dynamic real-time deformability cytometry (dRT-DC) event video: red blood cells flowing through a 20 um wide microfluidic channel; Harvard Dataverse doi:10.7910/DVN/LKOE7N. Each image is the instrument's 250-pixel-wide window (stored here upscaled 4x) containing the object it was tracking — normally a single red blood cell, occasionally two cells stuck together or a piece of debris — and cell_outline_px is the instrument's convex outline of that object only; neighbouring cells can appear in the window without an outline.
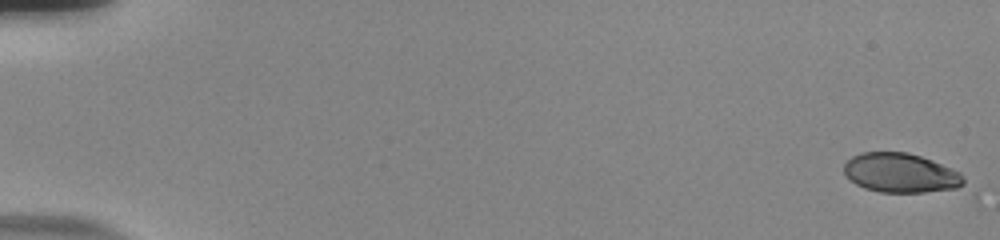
{"species": "human", "species_latin": "Homo sapiens", "temperature_condition": "room temperature", "stored_images_in_passage": 57, "camera_frame_rate_fps": 3000, "um_per_image_px": 0.085, "donor": {"sex": "male"}, "frame": {"image": 1, "passage_image": 1, "time_ms": 0.0, "image_size_px": [1000, 240], "cell_outline_px": [[968, 188], [924, 192], [880, 192], [864, 188], [856, 184], [844, 172], [844, 164], [852, 156], [860, 152], [908, 152], [932, 160], [960, 172], [964, 176]], "centroid_in_image_um": [76.64, 14.71], "position_along_channel_um": 8.4, "area_um2": 27.8}}
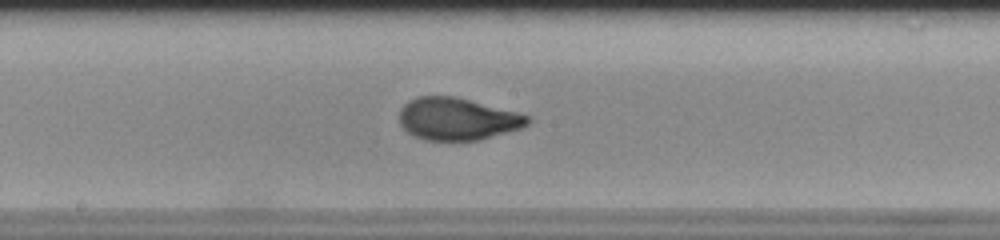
{"frame": {"image": 2, "passage_image": 32, "time_ms": 10.333, "image_size_px": [1000, 240], "cell_outline_px": [[532, 120], [528, 124], [520, 128], [480, 140], [424, 140], [408, 132], [400, 124], [400, 108], [408, 100], [416, 96], [452, 96], [520, 112], [528, 116]], "centroid_in_image_um": [38.88, 10.1], "position_along_channel_um": 209.3, "area_um2": 31.56}}
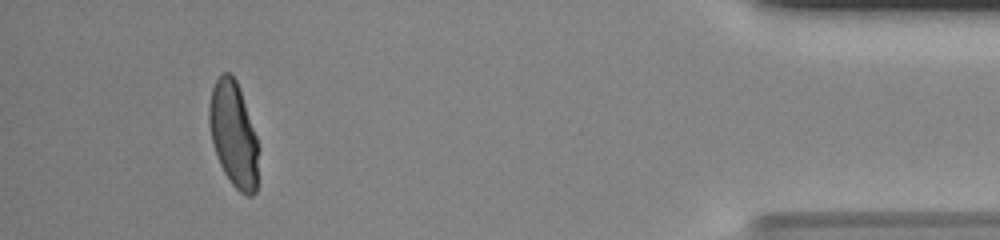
{"frame": {"image": 3, "passage_image": 53, "time_ms": 17.333, "image_size_px": [1000, 240], "cell_outline_px": [[260, 148], [256, 192], [252, 196], [248, 196], [240, 192], [232, 184], [224, 172], [220, 164], [212, 140], [208, 120], [208, 104], [212, 88], [216, 80], [224, 72], [232, 72], [236, 80], [256, 136]], "centroid_in_image_um": [19.86, 11.44], "position_along_channel_um": 415.3, "area_um2": 30.29}, "authors_computed_cell_mechanics": {"area_um2": 30.634, "velocity_mm_per_s": 3.7156, "shape_relaxation_time_tau1_ms": 4.7749, "shape_relaxation_time_tau2_ms": null, "deformation_change_tau1": 0.1928, "deformation_change_tau2": null}}